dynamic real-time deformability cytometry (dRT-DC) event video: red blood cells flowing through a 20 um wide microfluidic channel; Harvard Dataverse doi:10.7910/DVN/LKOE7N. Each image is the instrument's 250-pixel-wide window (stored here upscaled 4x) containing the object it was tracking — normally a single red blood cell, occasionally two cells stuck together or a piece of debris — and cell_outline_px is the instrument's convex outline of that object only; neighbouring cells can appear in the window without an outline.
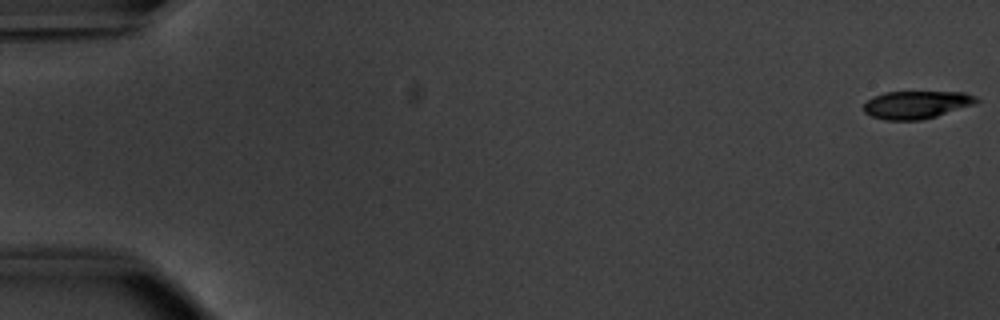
{"species": "common noctule bat (a hibernating species)", "species_latin": "Nyctalus noctula", "temperature_condition": "warm", "stored_images_in_passage": 53, "camera_frame_rate_fps": 3000, "um_per_image_px": 0.085, "animal": {"sex": "male", "body_mass_g": 20.1, "forearm_length_mm": 53.5}, "frame": {"image": 1, "passage_image": 1, "time_ms": 0.0, "image_size_px": [1000, 320], "cell_outline_px": [[980, 100], [972, 104], [936, 116], [920, 120], [884, 120], [872, 116], [864, 112], [864, 104], [868, 100], [884, 92], [964, 92], [976, 96]], "centroid_in_image_um": [77.88, 8.9], "position_along_channel_um": 7.1, "area_um2": 17.98}}
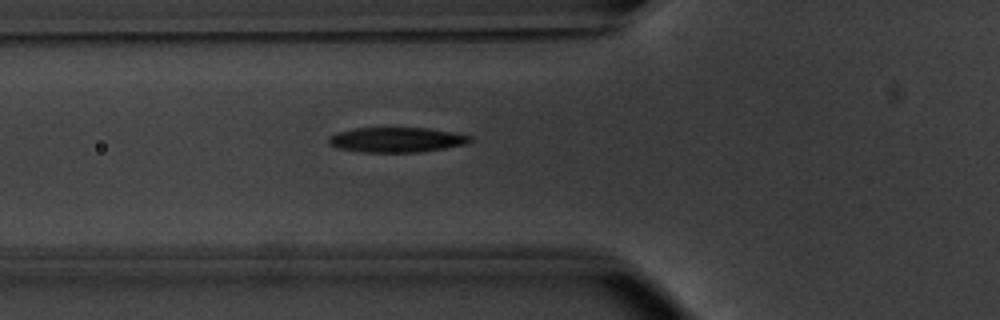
{"frame": {"image": 2, "passage_image": 20, "time_ms": 6.333, "image_size_px": [1000, 320], "cell_outline_px": [[472, 140], [464, 144], [444, 148], [416, 152], [364, 152], [336, 148], [328, 144], [328, 136], [340, 132], [356, 128], [428, 128], [452, 132], [472, 136]], "centroid_in_image_um": [33.67, 11.88], "position_along_channel_um": 92.1, "area_um2": 20.4}}
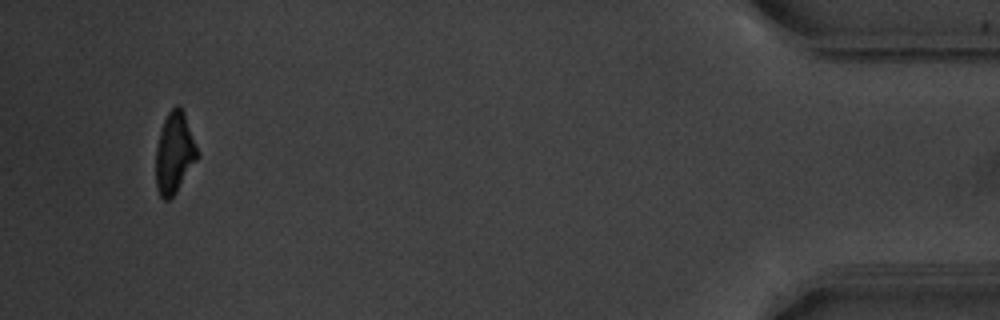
{"frame": {"image": 3, "passage_image": 51, "time_ms": 16.667, "image_size_px": [1000, 320], "cell_outline_px": [[200, 156], [176, 192], [168, 200], [164, 200], [160, 196], [156, 188], [156, 148], [160, 132], [164, 120], [168, 112], [176, 104], [180, 104], [184, 112], [200, 152]], "centroid_in_image_um": [14.85, 12.98], "position_along_channel_um": 420.4, "area_um2": 19.88}, "authors_computed_cell_mechanics": {"area_um2": 20.6924, "velocity_mm_per_s": 3.8558, "shape_relaxation_time_tau1_ms": 3.1942, "shape_relaxation_time_tau2_ms": 3.3682, "deformation_change_tau1": 0.155, "deformation_change_tau2": 0.1148}}